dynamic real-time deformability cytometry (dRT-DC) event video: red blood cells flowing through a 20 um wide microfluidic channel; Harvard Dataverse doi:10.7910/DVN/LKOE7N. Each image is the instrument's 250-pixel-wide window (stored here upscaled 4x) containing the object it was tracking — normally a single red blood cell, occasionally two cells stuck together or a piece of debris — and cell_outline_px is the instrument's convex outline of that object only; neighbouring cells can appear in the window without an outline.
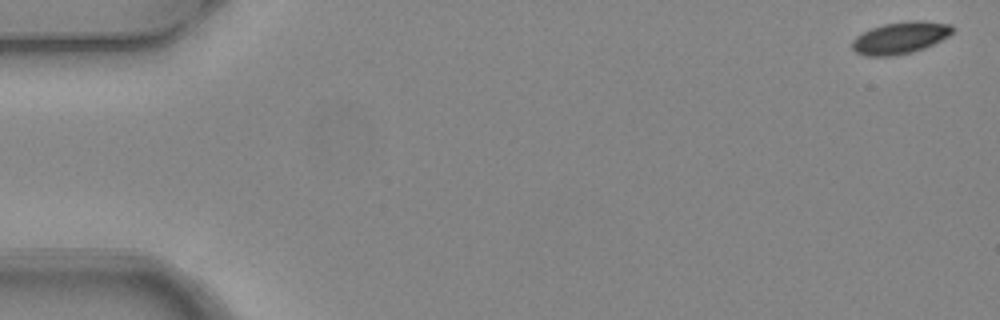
{"species": "common noctule bat (a hibernating species)", "species_latin": "Nyctalus noctula", "temperature_condition": "warm", "stored_images_in_passage": 3, "camera_frame_rate_fps": 3000, "um_per_image_px": 0.085, "animal": {"sex": "female", "body_mass_g": 24.6, "forearm_length_mm": 56.2}, "frame": {"image": 1, "passage_image": 1, "time_ms": 0.0, "image_size_px": [1000, 320], "cell_outline_px": [[952, 32], [948, 36], [924, 48], [912, 52], [892, 56], [868, 56], [856, 52], [852, 48], [852, 40], [856, 36], [872, 28], [884, 24], [912, 20], [924, 20], [952, 24]], "centroid_in_image_um": [76.52, 3.2], "position_along_channel_um": 8.5, "area_um2": 18.55}}